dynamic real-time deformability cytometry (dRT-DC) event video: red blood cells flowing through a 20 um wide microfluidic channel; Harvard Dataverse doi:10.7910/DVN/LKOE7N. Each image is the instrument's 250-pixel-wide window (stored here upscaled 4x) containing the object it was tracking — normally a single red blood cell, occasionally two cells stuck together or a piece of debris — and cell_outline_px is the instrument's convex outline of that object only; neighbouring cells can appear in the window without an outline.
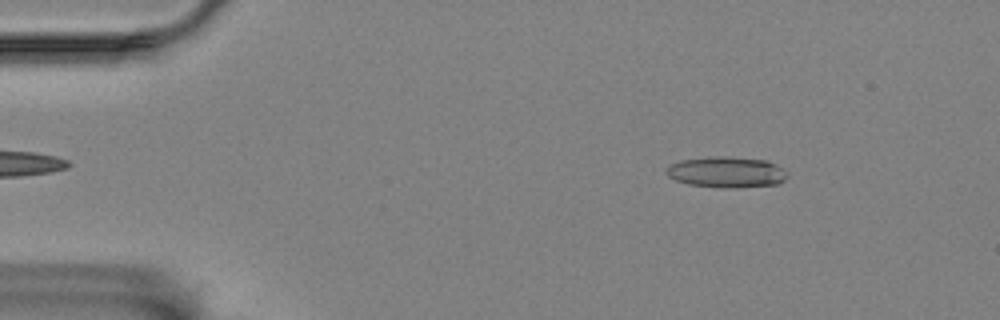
{"species": "Egyptian fruit bat (a non-hibernating species)", "species_latin": "Rousettus aegyptiacus", "temperature_condition": "room temperature", "stored_images_in_passage": 56, "camera_frame_rate_fps": 3000, "um_per_image_px": 0.085, "animal": {"sex": "female"}, "frame": {"image": 1, "passage_image": 7, "time_ms": 2.0, "image_size_px": [1000, 320], "cell_outline_px": [[788, 176], [784, 180], [776, 184], [736, 188], [688, 184], [676, 180], [668, 176], [664, 172], [664, 168], [680, 160], [708, 156], [728, 156], [768, 160], [776, 164]], "centroid_in_image_um": [61.71, 14.61], "position_along_channel_um": 23.3, "area_um2": 21.79}}
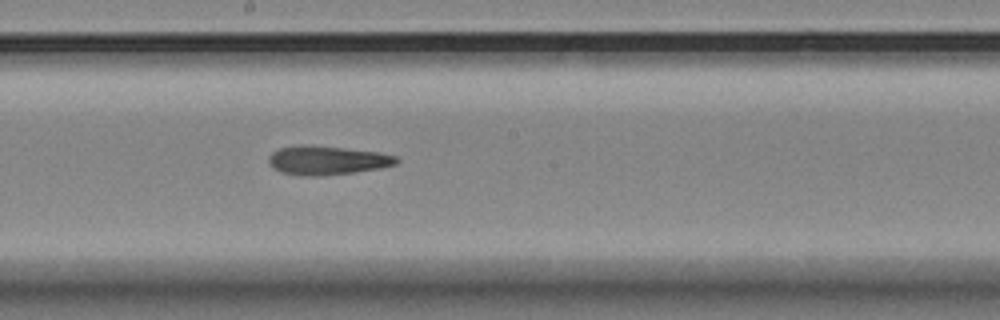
{"frame": {"image": 2, "passage_image": 30, "time_ms": 9.667, "image_size_px": [1000, 320], "cell_outline_px": [[400, 160], [396, 164], [380, 168], [352, 172], [316, 176], [304, 176], [280, 172], [272, 168], [268, 164], [268, 156], [272, 152], [280, 148], [300, 144], [312, 144], [380, 152], [396, 156]], "centroid_in_image_um": [27.76, 13.61], "position_along_channel_um": 220.4, "area_um2": 21.79}}
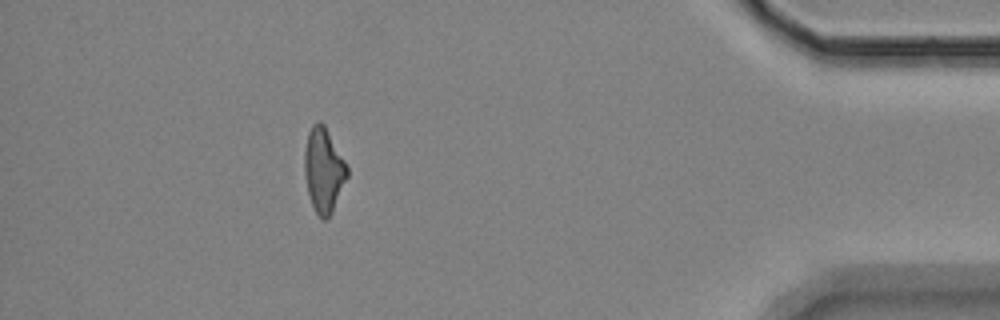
{"frame": {"image": 3, "passage_image": 50, "time_ms": 16.333, "image_size_px": [1000, 320], "cell_outline_px": [[348, 176], [332, 212], [328, 220], [324, 220], [316, 212], [312, 204], [308, 192], [304, 176], [304, 152], [308, 132], [312, 124], [316, 120], [320, 120], [324, 124], [344, 160], [348, 168]], "centroid_in_image_um": [27.5, 14.44], "position_along_channel_um": 407.7, "area_um2": 20.98}, "authors_computed_cell_mechanics": {"area_um2": 21.0681, "velocity_mm_per_s": 3.539, "shape_relaxation_time_tau1_ms": null, "shape_relaxation_time_tau2_ms": 5.6909, "deformation_change_tau1": null, "deformation_change_tau2": 0.2023}}